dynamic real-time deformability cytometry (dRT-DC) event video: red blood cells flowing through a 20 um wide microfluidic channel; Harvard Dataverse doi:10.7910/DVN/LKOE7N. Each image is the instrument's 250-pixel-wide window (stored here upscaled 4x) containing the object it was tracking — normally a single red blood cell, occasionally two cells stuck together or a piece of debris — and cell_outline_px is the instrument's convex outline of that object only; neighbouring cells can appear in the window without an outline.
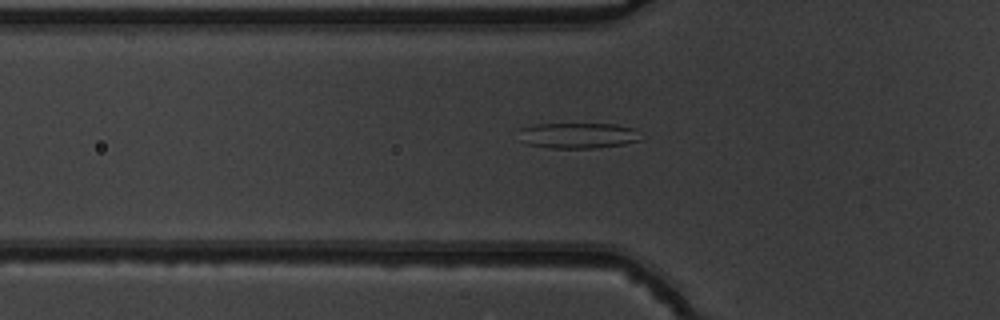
{"species": "common noctule bat (a hibernating species)", "species_latin": "Nyctalus noctula", "temperature_condition": "warm", "stored_images_in_passage": 51, "camera_frame_rate_fps": 3000, "um_per_image_px": 0.085, "animal": {"sex": "male", "body_mass_g": 19.5, "forearm_length_mm": 54.6}, "frame": {"image": 1, "passage_image": 17, "time_ms": 5.333, "image_size_px": [1000, 320], "cell_outline_px": [[640, 140], [624, 144], [592, 148], [552, 148], [528, 144], [520, 128], [536, 124], [612, 124], [632, 128]], "centroid_in_image_um": [49.15, 11.52], "position_along_channel_um": 76.6, "area_um2": 17.51}}
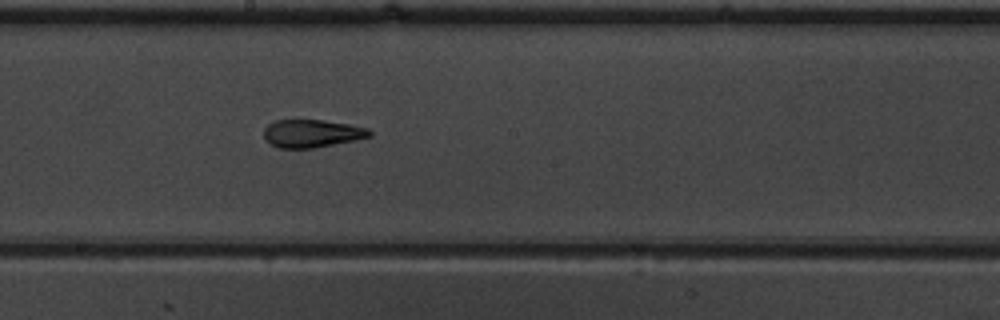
{"frame": {"image": 2, "passage_image": 28, "time_ms": 9.0, "image_size_px": [1000, 320], "cell_outline_px": [[372, 136], [312, 148], [280, 148], [272, 144], [264, 136], [264, 128], [268, 124], [276, 120], [320, 120], [348, 124], [368, 128], [372, 132]], "centroid_in_image_um": [26.5, 11.33], "position_along_channel_um": 221.7, "area_um2": 16.82}}
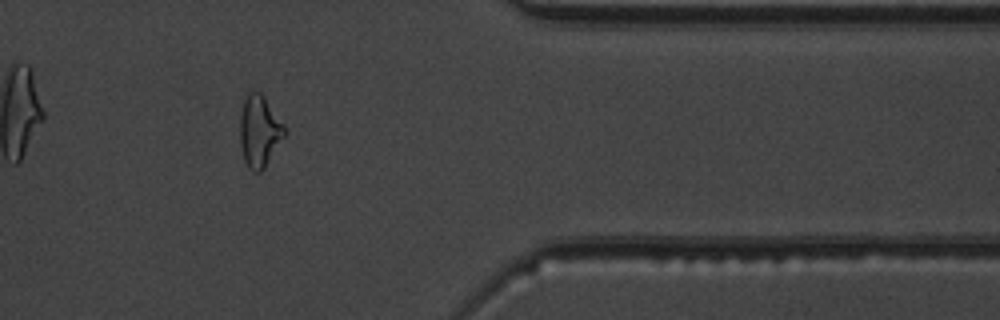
{"frame": {"image": 3, "passage_image": 42, "time_ms": 13.667, "image_size_px": [1000, 320], "cell_outline_px": [[284, 136], [264, 168], [260, 172], [256, 172], [248, 168], [244, 160], [240, 144], [240, 116], [244, 100], [248, 92], [260, 92], [264, 96], [284, 124]], "centroid_in_image_um": [22.03, 11.15], "position_along_channel_um": 389.4, "area_um2": 18.32}, "authors_computed_cell_mechanics": {"area_um2": 17.8602, "velocity_mm_per_s": 3.9374, "shape_relaxation_time_tau1_ms": null, "shape_relaxation_time_tau2_ms": 1.937, "deformation_change_tau1": null, "deformation_change_tau2": 0.1005}}